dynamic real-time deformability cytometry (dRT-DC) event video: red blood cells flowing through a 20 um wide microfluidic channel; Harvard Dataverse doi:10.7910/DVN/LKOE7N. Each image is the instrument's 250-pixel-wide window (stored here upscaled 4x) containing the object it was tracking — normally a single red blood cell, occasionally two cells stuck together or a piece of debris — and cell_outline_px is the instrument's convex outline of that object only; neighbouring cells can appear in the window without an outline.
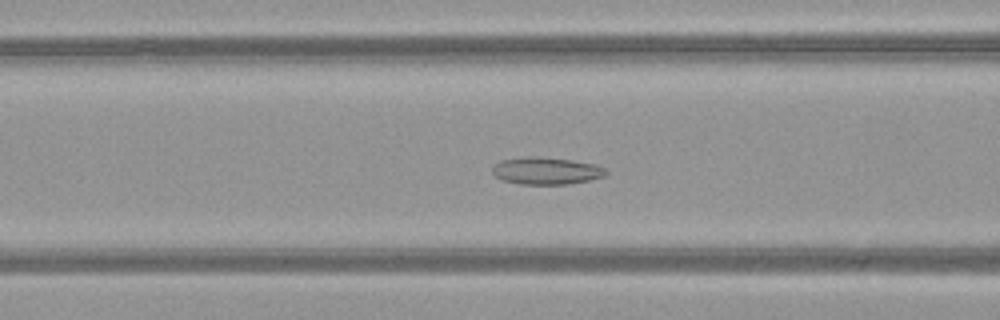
{"species": "common noctule bat (a hibernating species)", "species_latin": "Nyctalus noctula", "temperature_condition": "warm", "stored_images_in_passage": 50, "camera_frame_rate_fps": 3000, "um_per_image_px": 0.085, "animal": {"sex": "female", "body_mass_g": 21.9}, "frame": {"image": 1, "passage_image": 20, "time_ms": 6.333, "image_size_px": [1000, 320], "cell_outline_px": [[608, 172], [604, 176], [588, 180], [568, 184], [520, 184], [500, 180], [492, 172], [492, 168], [500, 160], [524, 156], [536, 156], [572, 160], [596, 164], [604, 168]], "centroid_in_image_um": [46.4, 14.51], "position_along_channel_um": 120.2, "area_um2": 18.09}}
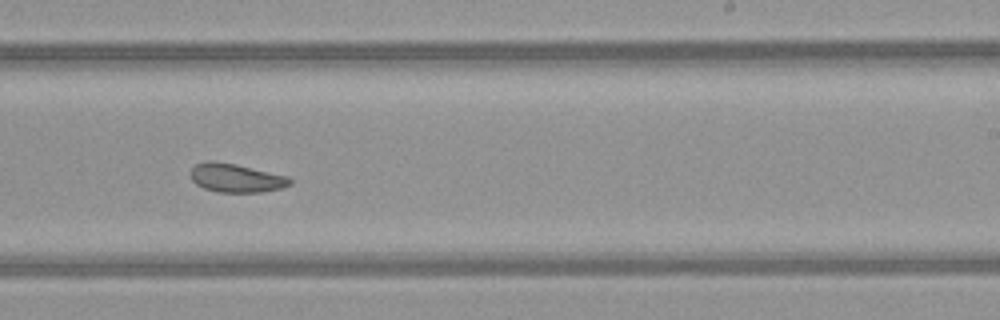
{"frame": {"image": 2, "passage_image": 31, "time_ms": 10.0, "image_size_px": [1000, 320], "cell_outline_px": [[292, 184], [280, 188], [260, 192], [220, 192], [204, 188], [196, 184], [192, 180], [188, 172], [196, 164], [208, 160], [212, 160], [236, 164], [288, 176], [292, 180]], "centroid_in_image_um": [20.04, 15.11], "position_along_channel_um": 269.0, "area_um2": 16.65}}
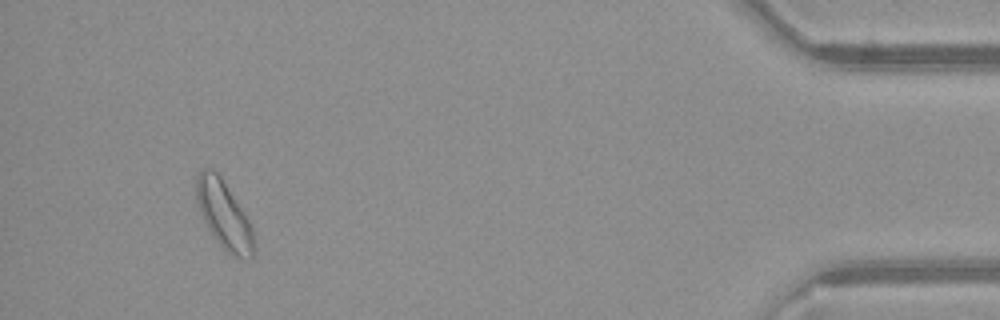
{"frame": {"image": 3, "passage_image": 47, "time_ms": 15.333, "image_size_px": [1000, 320], "cell_outline_px": [[252, 256], [248, 260], [244, 260], [228, 252], [216, 240], [208, 228], [200, 212], [196, 200], [196, 176], [200, 168], [212, 168], [220, 176], [248, 220], [252, 228]], "centroid_in_image_um": [18.98, 18.22], "position_along_channel_um": 416.2, "area_um2": 22.08}, "authors_computed_cell_mechanics": {"area_um2": 19.2763, "velocity_mm_per_s": 4.0565, "shape_relaxation_time_tau1_ms": null, "shape_relaxation_time_tau2_ms": 2.5137, "deformation_change_tau1": null, "deformation_change_tau2": 0.0865}}